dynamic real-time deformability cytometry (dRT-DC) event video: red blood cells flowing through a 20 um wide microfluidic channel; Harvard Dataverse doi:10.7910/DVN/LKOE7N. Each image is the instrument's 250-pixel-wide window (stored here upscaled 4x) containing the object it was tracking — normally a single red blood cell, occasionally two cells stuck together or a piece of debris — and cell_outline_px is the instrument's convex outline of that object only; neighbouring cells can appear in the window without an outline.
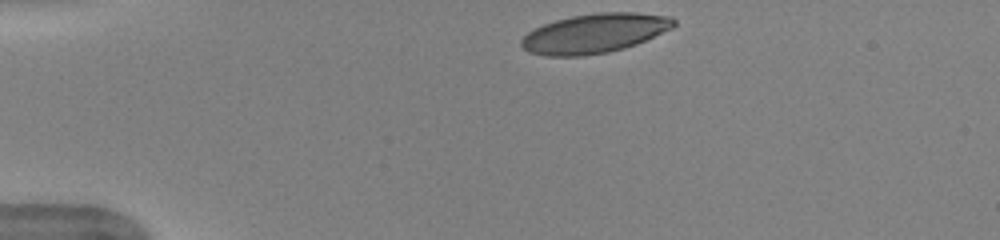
{"species": "human", "species_latin": "Homo sapiens", "temperature_condition": "warm", "stored_images_in_passage": 41, "camera_frame_rate_fps": 3000, "um_per_image_px": 0.085, "donor": {"sex": "female"}, "frame": {"image": 1, "passage_image": 1, "time_ms": 0.0, "image_size_px": [1000, 240], "cell_outline_px": [[676, 24], [672, 28], [636, 44], [624, 48], [608, 52], [580, 56], [544, 56], [528, 52], [520, 44], [520, 40], [528, 32], [544, 24], [556, 20], [572, 16], [600, 12], [636, 12], [672, 16], [676, 20]], "centroid_in_image_um": [50.55, 2.83], "position_along_channel_um": 34.5, "area_um2": 34.97}}
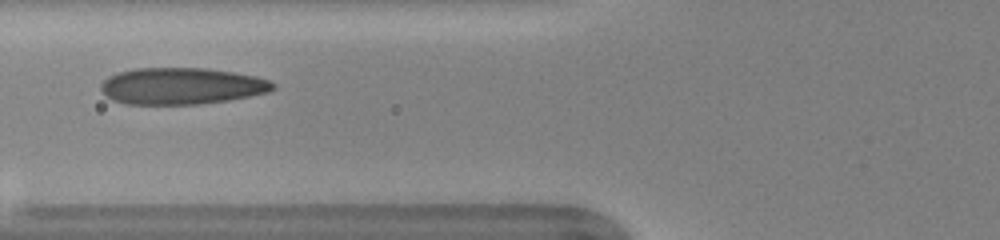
{"frame": {"image": 2, "passage_image": 11, "time_ms": 3.333, "image_size_px": [1000, 240], "cell_outline_px": [[276, 88], [268, 92], [228, 100], [196, 104], [124, 104], [112, 100], [104, 96], [100, 92], [100, 84], [108, 76], [120, 72], [136, 68], [204, 68], [232, 72], [256, 76], [268, 80], [276, 84]], "centroid_in_image_um": [15.39, 7.31], "position_along_channel_um": 110.4, "area_um2": 36.82}}
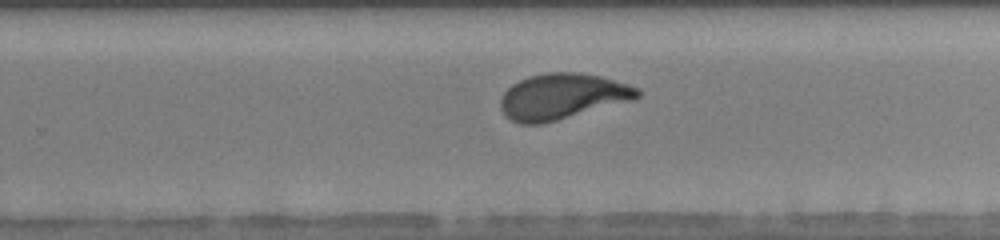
{"frame": {"image": 3, "passage_image": 24, "time_ms": 7.667, "image_size_px": [1000, 240], "cell_outline_px": [[644, 92], [640, 96], [632, 100], [556, 120], [540, 124], [520, 124], [504, 116], [500, 108], [500, 100], [504, 92], [512, 84], [528, 76], [548, 72], [580, 72], [600, 76], [628, 84], [640, 88]], "centroid_in_image_um": [47.78, 8.19], "position_along_channel_um": 282.0, "area_um2": 36.53}, "authors_computed_cell_mechanics": {"area_um2": 36.0672, "velocity_mm_per_s": 3.9621, "shape_relaxation_time_tau1_ms": 3.404, "shape_relaxation_time_tau2_ms": null, "deformation_change_tau1": 0.1778, "deformation_change_tau2": null}}